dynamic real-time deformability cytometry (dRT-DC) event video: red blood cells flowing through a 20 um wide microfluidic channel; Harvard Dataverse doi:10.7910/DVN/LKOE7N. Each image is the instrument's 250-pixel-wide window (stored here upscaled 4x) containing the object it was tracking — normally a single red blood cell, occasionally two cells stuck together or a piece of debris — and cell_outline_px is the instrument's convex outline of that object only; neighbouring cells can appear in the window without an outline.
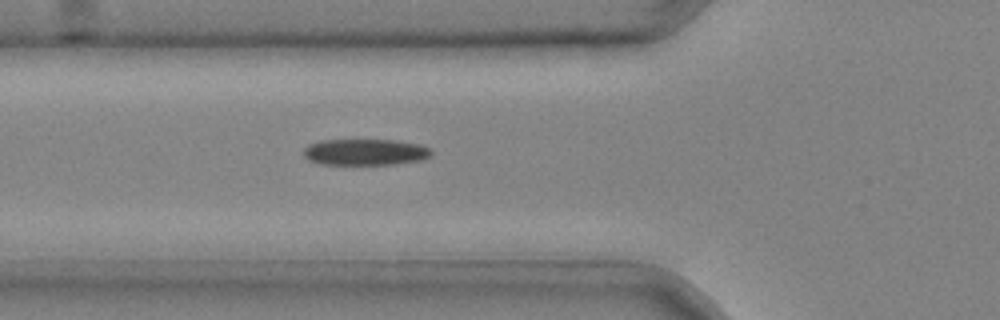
{"species": "common noctule bat (a hibernating species)", "species_latin": "Nyctalus noctula", "temperature_condition": "cold", "stored_images_in_passage": 40, "camera_frame_rate_fps": 3000, "um_per_image_px": 0.085, "animal": {"sex": "male", "body_mass_g": 20.4}, "frame": {"image": 1, "passage_image": 15, "time_ms": 4.667, "image_size_px": [1000, 320], "cell_outline_px": [[432, 156], [420, 160], [396, 164], [320, 164], [308, 160], [304, 156], [304, 148], [308, 144], [320, 140], [396, 140], [420, 144], [428, 148], [432, 152]], "centroid_in_image_um": [31.03, 12.92], "position_along_channel_um": 94.8, "area_um2": 19.65}}
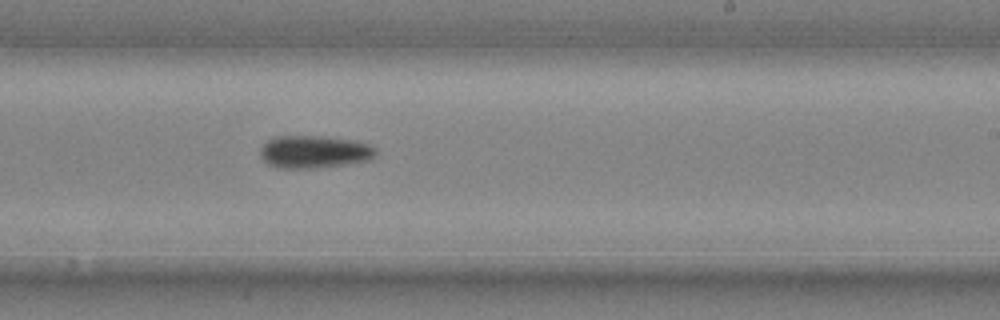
{"frame": {"image": 2, "passage_image": 26, "time_ms": 8.333, "image_size_px": [1000, 320], "cell_outline_px": [[376, 156], [372, 160], [320, 168], [276, 168], [268, 164], [260, 156], [260, 148], [268, 140], [276, 136], [320, 136], [356, 140], [372, 144], [376, 148]], "centroid_in_image_um": [26.76, 12.91], "position_along_channel_um": 262.2, "area_um2": 22.37}}
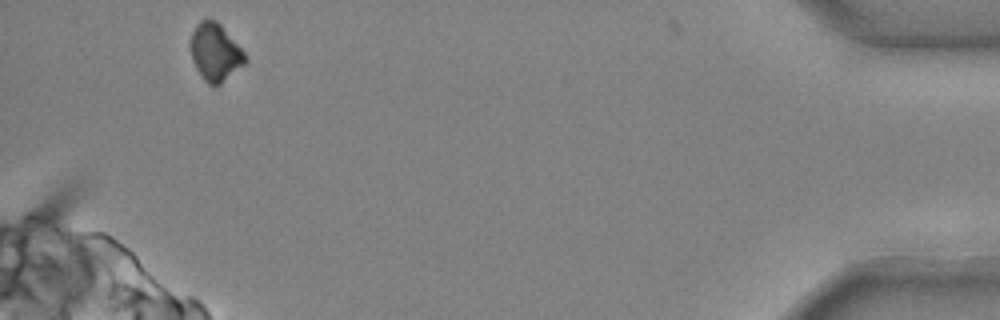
{"frame": {"image": 3, "passage_image": 40, "time_ms": 13.0, "image_size_px": [1000, 320], "cell_outline_px": [[248, 60], [244, 64], [216, 88], [208, 84], [200, 76], [192, 60], [192, 32], [196, 24], [200, 20], [216, 20], [220, 24], [244, 52]], "centroid_in_image_um": [18.3, 4.48], "position_along_channel_um": 416.9, "area_um2": 18.09}}